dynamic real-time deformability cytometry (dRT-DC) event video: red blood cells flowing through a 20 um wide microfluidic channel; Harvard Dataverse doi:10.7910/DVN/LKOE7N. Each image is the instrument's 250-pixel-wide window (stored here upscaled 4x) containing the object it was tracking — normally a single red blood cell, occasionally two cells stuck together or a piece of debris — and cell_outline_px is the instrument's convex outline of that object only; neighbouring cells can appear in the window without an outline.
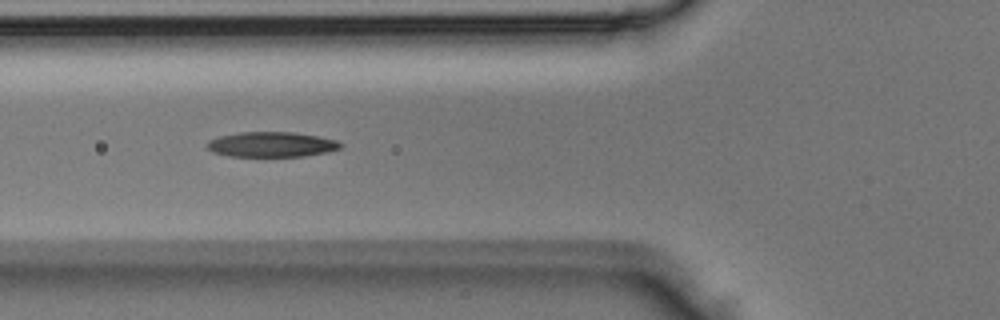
{"species": "Egyptian fruit bat (a non-hibernating species)", "species_latin": "Rousettus aegyptiacus", "temperature_condition": "room temperature", "stored_images_in_passage": 5, "camera_frame_rate_fps": 3000, "um_per_image_px": 0.085, "animal": {"sex": "male"}, "frame": {"image": 1, "passage_image": 4, "time_ms": 1.0, "image_size_px": [1000, 320], "cell_outline_px": [[344, 144], [340, 148], [328, 152], [304, 156], [228, 156], [212, 152], [204, 144], [208, 140], [220, 136], [240, 132], [296, 132], [336, 140]], "centroid_in_image_um": [23.06, 12.28], "position_along_channel_um": 102.7, "area_um2": 19.59}}
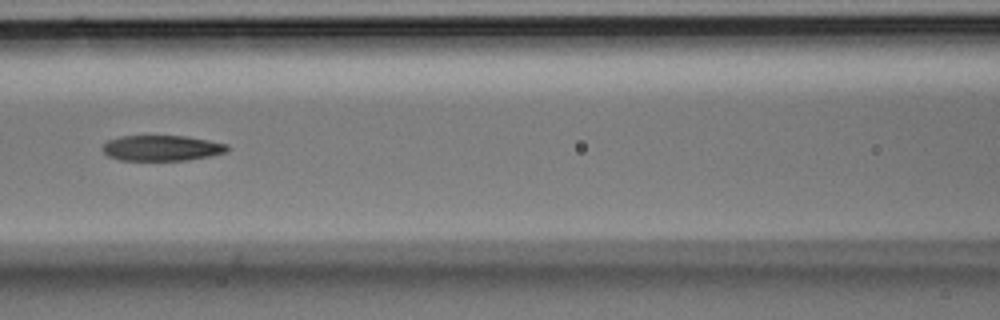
{"frame": {"image": 2, "passage_image": 5, "time_ms": 1.333, "image_size_px": [1000, 320], "cell_outline_px": [[228, 152], [212, 156], [188, 160], [120, 160], [108, 156], [100, 148], [108, 140], [120, 136], [184, 136], [208, 140], [228, 144]], "centroid_in_image_um": [13.76, 12.59], "position_along_channel_um": 152.8, "area_um2": 18.67}}